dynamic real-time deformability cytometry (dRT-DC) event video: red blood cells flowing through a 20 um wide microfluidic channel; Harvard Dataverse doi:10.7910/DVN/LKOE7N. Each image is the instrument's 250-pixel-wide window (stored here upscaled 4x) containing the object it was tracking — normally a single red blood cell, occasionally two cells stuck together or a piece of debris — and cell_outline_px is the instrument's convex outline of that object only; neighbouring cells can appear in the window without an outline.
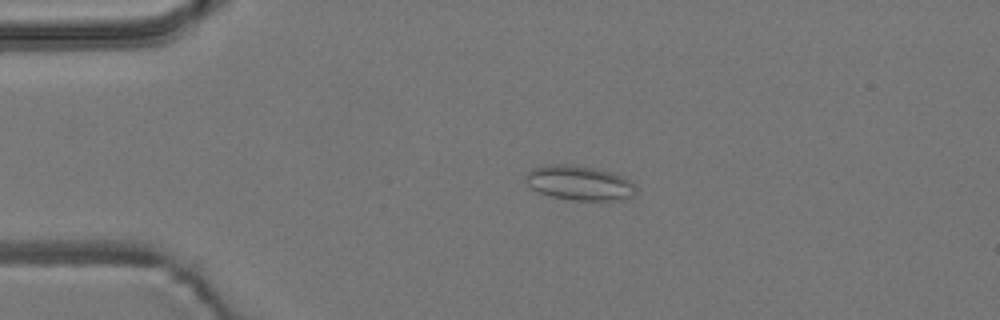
{"species": "common noctule bat (a hibernating species)", "species_latin": "Nyctalus noctula", "temperature_condition": "room temperature", "stored_images_in_passage": 4, "camera_frame_rate_fps": 3000, "um_per_image_px": 0.085, "animal": {"sex": "male", "body_mass_g": 19.2, "forearm_length_mm": 51.8}, "frame": {"image": 1, "passage_image": 3, "time_ms": 0.667, "image_size_px": [1000, 320], "cell_outline_px": [[636, 188], [632, 196], [620, 200], [572, 200], [552, 196], [540, 192], [532, 188], [524, 180], [524, 176], [532, 168], [552, 164], [564, 164], [592, 168], [612, 172], [624, 176]], "centroid_in_image_um": [49.22, 15.55], "position_along_channel_um": 35.8, "area_um2": 21.96}}